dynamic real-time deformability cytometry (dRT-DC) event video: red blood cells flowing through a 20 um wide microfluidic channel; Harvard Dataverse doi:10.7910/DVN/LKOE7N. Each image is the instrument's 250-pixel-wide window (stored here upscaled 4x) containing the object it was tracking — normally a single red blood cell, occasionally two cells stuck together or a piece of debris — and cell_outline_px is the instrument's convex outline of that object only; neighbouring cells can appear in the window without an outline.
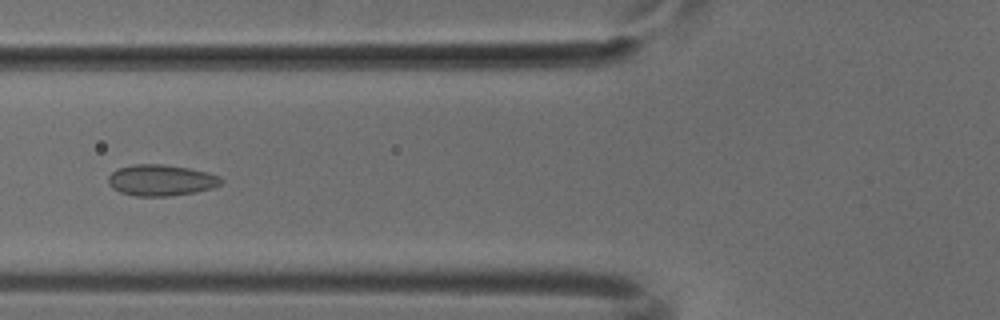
{"species": "common noctule bat (a hibernating species)", "species_latin": "Nyctalus noctula", "temperature_condition": "cold", "stored_images_in_passage": 39, "camera_frame_rate_fps": 3000, "um_per_image_px": 0.085, "animal": {"sex": "male", "body_mass_g": 18.8}, "frame": {"image": 1, "passage_image": 12, "time_ms": 3.667, "image_size_px": [1000, 320], "cell_outline_px": [[224, 180], [220, 184], [212, 188], [196, 192], [168, 196], [136, 196], [120, 192], [112, 188], [108, 184], [108, 176], [116, 168], [132, 164], [164, 164], [188, 168], [220, 176]], "centroid_in_image_um": [13.65, 15.31], "position_along_channel_um": 112.1, "area_um2": 20.58}}
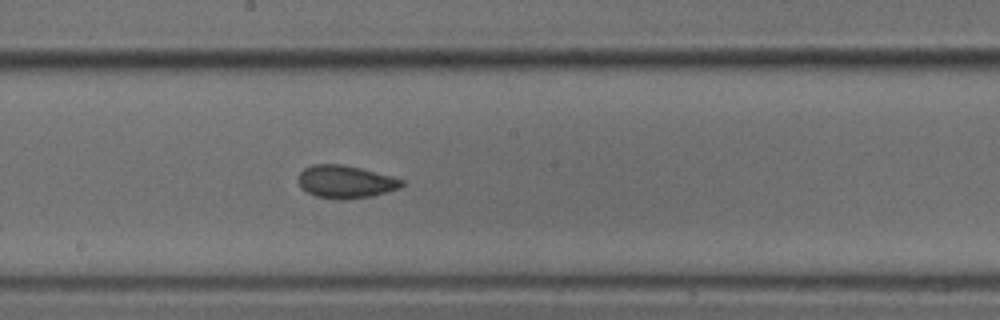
{"frame": {"image": 2, "passage_image": 20, "time_ms": 6.333, "image_size_px": [1000, 320], "cell_outline_px": [[404, 184], [400, 188], [372, 196], [316, 196], [308, 192], [300, 184], [300, 172], [304, 168], [312, 164], [344, 164], [392, 176], [404, 180]], "centroid_in_image_um": [29.42, 15.38], "position_along_channel_um": 218.8, "area_um2": 18.79}}
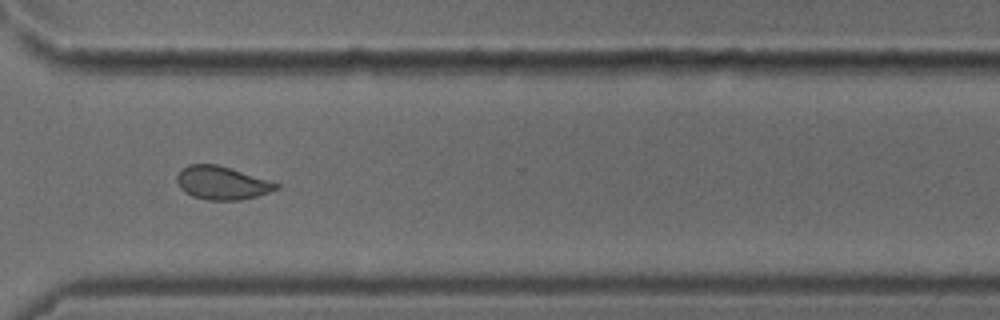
{"frame": {"image": 3, "passage_image": 30, "time_ms": 9.667, "image_size_px": [1000, 320], "cell_outline_px": [[280, 188], [256, 196], [240, 200], [208, 200], [192, 196], [184, 192], [180, 188], [176, 180], [176, 176], [188, 164], [216, 164], [272, 180], [280, 184]], "centroid_in_image_um": [18.88, 15.55], "position_along_channel_um": 351.7, "area_um2": 19.31}}